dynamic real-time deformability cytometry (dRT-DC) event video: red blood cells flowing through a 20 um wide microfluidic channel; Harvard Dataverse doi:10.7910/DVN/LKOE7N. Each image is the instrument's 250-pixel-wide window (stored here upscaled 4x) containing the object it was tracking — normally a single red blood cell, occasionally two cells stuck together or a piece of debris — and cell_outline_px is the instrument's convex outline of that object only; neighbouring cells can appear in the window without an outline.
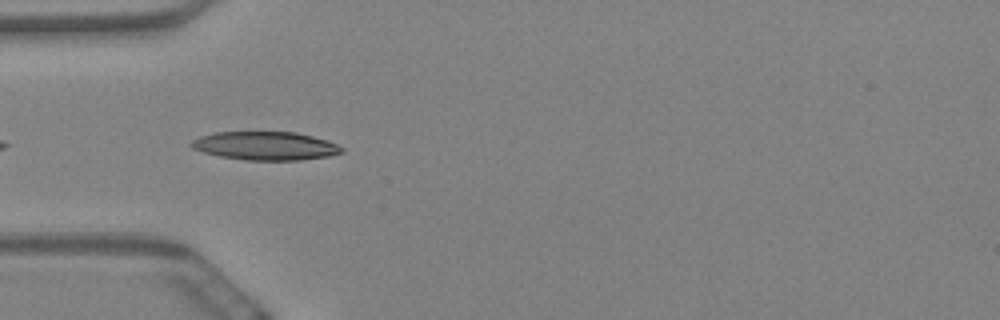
{"species": "Egyptian fruit bat (a non-hibernating species)", "species_latin": "Rousettus aegyptiacus", "temperature_condition": "warm", "stored_images_in_passage": 18, "camera_frame_rate_fps": 3000, "um_per_image_px": 0.085, "animal": {"sex": "female"}, "frame": {"image": 1, "passage_image": 3, "time_ms": 0.667, "image_size_px": [1000, 320], "cell_outline_px": [[344, 152], [328, 156], [300, 160], [244, 160], [220, 156], [204, 152], [192, 148], [188, 144], [192, 140], [200, 136], [216, 132], [296, 132], [312, 136], [336, 144], [344, 148]], "centroid_in_image_um": [22.54, 12.4], "position_along_channel_um": 62.5, "area_um2": 24.85}}
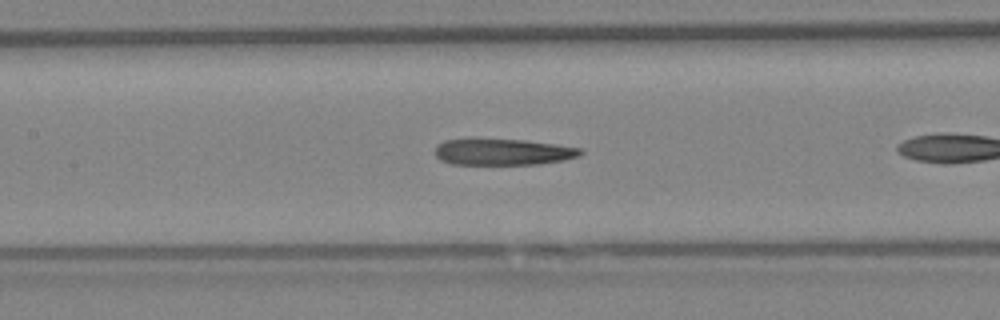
{"frame": {"image": 2, "passage_image": 6, "time_ms": 1.667, "image_size_px": [1000, 320], "cell_outline_px": [[584, 152], [580, 156], [564, 160], [540, 164], [452, 164], [440, 160], [436, 156], [436, 144], [444, 140], [524, 140], [556, 144], [580, 148]], "centroid_in_image_um": [42.78, 12.93], "position_along_channel_um": 164.6, "area_um2": 22.08}}
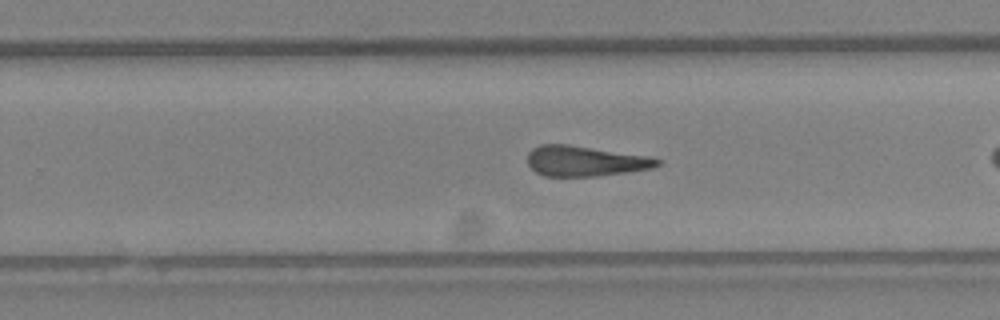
{"frame": {"image": 3, "passage_image": 16, "time_ms": 5.0, "image_size_px": [1000, 320], "cell_outline_px": [[660, 164], [652, 168], [628, 172], [596, 176], [544, 176], [536, 172], [528, 164], [528, 152], [532, 148], [540, 144], [568, 144], [648, 156], [660, 160]], "centroid_in_image_um": [49.71, 13.68], "position_along_channel_um": 280.1, "area_um2": 22.89}}